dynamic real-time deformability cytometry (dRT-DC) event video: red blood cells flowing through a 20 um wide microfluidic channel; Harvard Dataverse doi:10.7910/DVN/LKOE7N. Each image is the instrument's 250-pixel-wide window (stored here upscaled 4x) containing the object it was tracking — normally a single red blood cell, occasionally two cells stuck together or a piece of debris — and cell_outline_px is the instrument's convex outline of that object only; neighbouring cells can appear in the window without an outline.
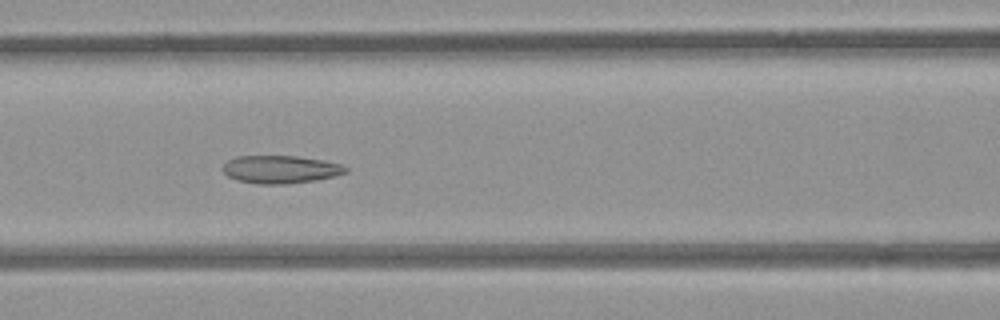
{"species": "common noctule bat (a hibernating species)", "species_latin": "Nyctalus noctula", "temperature_condition": "room temperature", "stored_images_in_passage": 41, "camera_frame_rate_fps": 3000, "um_per_image_px": 0.085, "animal": {"sex": "female", "body_mass_g": 21.9}, "frame": {"image": 1, "passage_image": 9, "time_ms": 2.667, "image_size_px": [1000, 320], "cell_outline_px": [[348, 172], [336, 176], [316, 180], [288, 184], [256, 184], [236, 180], [228, 176], [224, 172], [224, 164], [228, 160], [236, 156], [296, 156], [324, 160], [340, 164], [348, 168]], "centroid_in_image_um": [23.86, 14.4], "position_along_channel_um": 142.7, "area_um2": 20.06}}
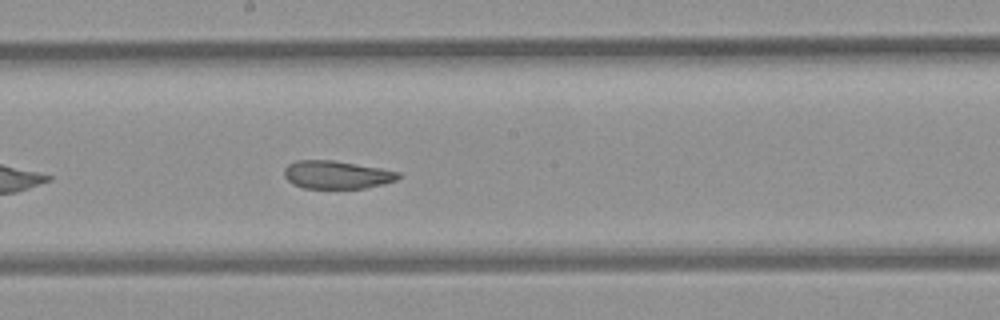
{"frame": {"image": 2, "passage_image": 15, "time_ms": 4.667, "image_size_px": [1000, 320], "cell_outline_px": [[400, 176], [396, 180], [384, 184], [364, 188], [304, 188], [292, 184], [284, 176], [284, 168], [288, 164], [296, 160], [332, 160], [380, 168], [400, 172]], "centroid_in_image_um": [28.6, 14.85], "position_along_channel_um": 219.6, "area_um2": 18.61}}
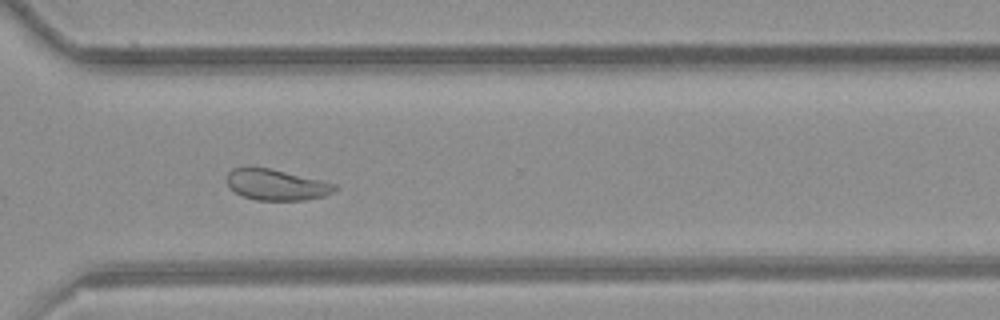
{"frame": {"image": 3, "passage_image": 25, "time_ms": 8.0, "image_size_px": [1000, 320], "cell_outline_px": [[336, 188], [332, 192], [324, 196], [304, 200], [256, 200], [244, 196], [236, 192], [228, 184], [228, 172], [232, 168], [268, 168], [320, 180], [336, 184]], "centroid_in_image_um": [23.5, 15.72], "position_along_channel_um": 347.1, "area_um2": 18.9}, "authors_computed_cell_mechanics": {"area_um2": 20.9814, "velocity_mm_per_s": 3.8393, "shape_relaxation_time_tau1_ms": null, "shape_relaxation_time_tau2_ms": 1.9434, "deformation_change_tau1": null, "deformation_change_tau2": 0.0753}}